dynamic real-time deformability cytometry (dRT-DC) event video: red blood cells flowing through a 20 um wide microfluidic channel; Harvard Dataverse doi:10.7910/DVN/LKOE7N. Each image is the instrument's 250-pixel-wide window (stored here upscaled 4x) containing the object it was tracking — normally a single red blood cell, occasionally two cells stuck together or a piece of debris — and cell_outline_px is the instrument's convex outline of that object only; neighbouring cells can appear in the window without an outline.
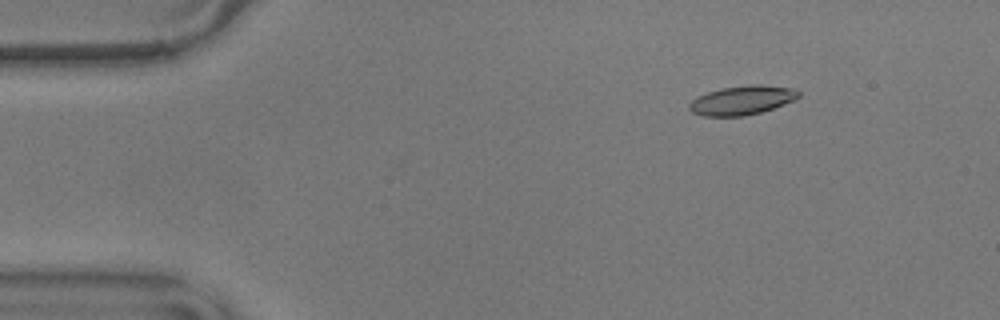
{"species": "common noctule bat (a hibernating species)", "species_latin": "Nyctalus noctula", "temperature_condition": "warm", "stored_images_in_passage": 57, "camera_frame_rate_fps": 3000, "um_per_image_px": 0.085, "animal": {"sex": "male", "body_mass_g": 17.9}, "frame": {"image": 1, "passage_image": 8, "time_ms": 2.333, "image_size_px": [1000, 320], "cell_outline_px": [[800, 96], [784, 104], [760, 112], [744, 116], [704, 116], [692, 112], [688, 108], [688, 104], [696, 96], [720, 88], [752, 84], [760, 84], [796, 88], [800, 92]], "centroid_in_image_um": [63.06, 8.51], "position_along_channel_um": 21.9, "area_um2": 18.61}}
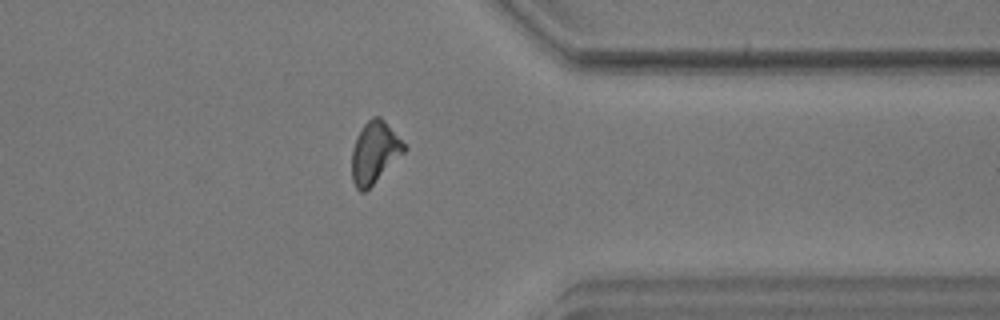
{"frame": {"image": 2, "passage_image": 45, "time_ms": 14.667, "image_size_px": [1000, 320], "cell_outline_px": [[408, 148], [364, 192], [360, 192], [356, 188], [352, 180], [352, 148], [356, 136], [364, 124], [372, 116], [380, 116], [384, 120]], "centroid_in_image_um": [31.81, 12.93], "position_along_channel_um": 379.6, "area_um2": 18.5}}
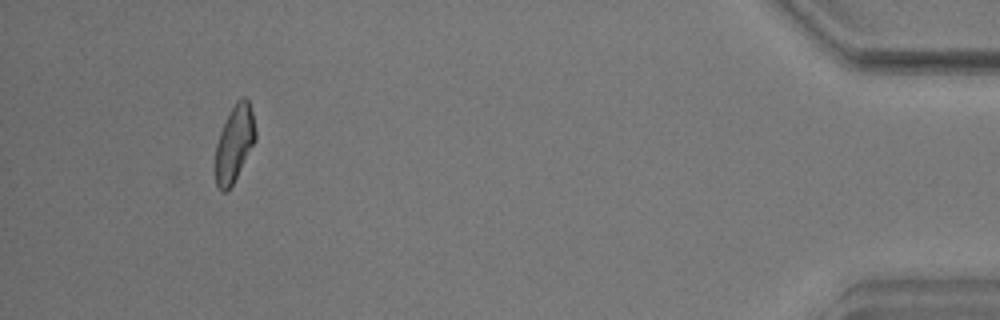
{"frame": {"image": 3, "passage_image": 53, "time_ms": 17.333, "image_size_px": [1000, 320], "cell_outline_px": [[256, 140], [228, 192], [220, 192], [216, 184], [216, 144], [220, 132], [236, 100], [244, 96], [248, 100], [252, 112], [256, 132]], "centroid_in_image_um": [19.93, 12.22], "position_along_channel_um": 415.3, "area_um2": 17.63}, "authors_computed_cell_mechanics": {"area_um2": 18.496, "velocity_mm_per_s": 3.5809, "shape_relaxation_time_tau1_ms": null, "shape_relaxation_time_tau2_ms": 2.2634, "deformation_change_tau1": null, "deformation_change_tau2": 0.0983}}